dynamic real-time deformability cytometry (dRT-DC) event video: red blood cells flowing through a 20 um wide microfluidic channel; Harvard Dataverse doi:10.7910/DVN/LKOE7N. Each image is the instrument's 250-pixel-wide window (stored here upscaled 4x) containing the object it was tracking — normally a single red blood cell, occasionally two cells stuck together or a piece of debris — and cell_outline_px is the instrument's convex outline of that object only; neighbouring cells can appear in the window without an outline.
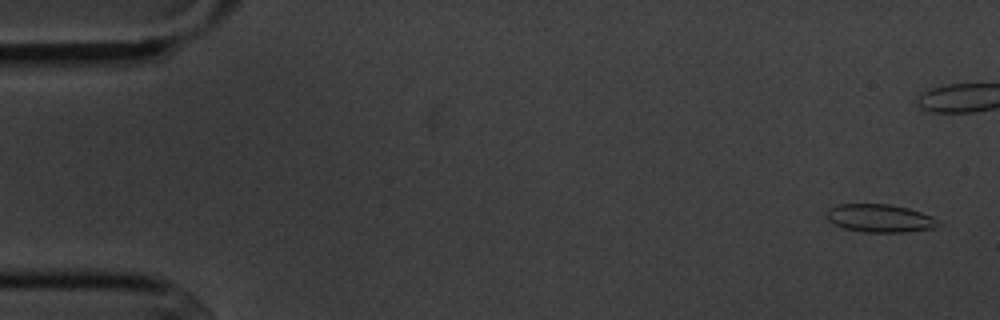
{"species": "common noctule bat (a hibernating species)", "species_latin": "Nyctalus noctula", "temperature_condition": "cold", "stored_images_in_passage": 6, "camera_frame_rate_fps": 3000, "um_per_image_px": 0.085, "animal": {"sex": "male", "body_mass_g": 20.1, "forearm_length_mm": 53.5}, "frame": {"image": 1, "passage_image": 1, "time_ms": 0.0, "image_size_px": [1000, 320], "cell_outline_px": [[940, 224], [936, 228], [904, 232], [864, 232], [844, 228], [832, 224], [828, 220], [828, 208], [840, 204], [888, 204], [908, 208], [932, 216]], "centroid_in_image_um": [74.78, 18.55], "position_along_channel_um": 10.2, "area_um2": 18.15}}
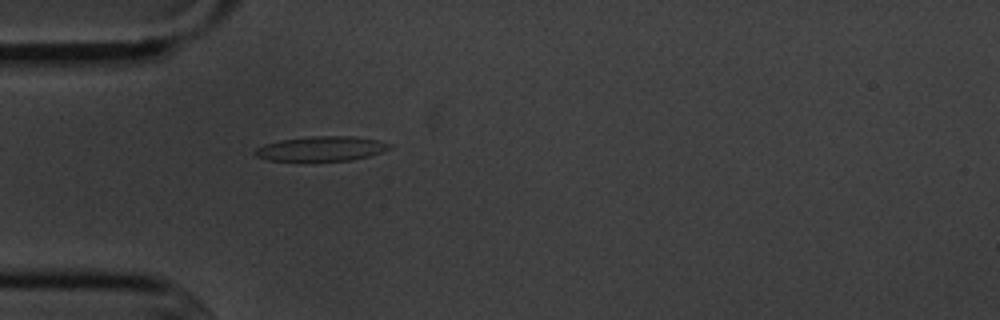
{"frame": {"image": 2, "passage_image": 6, "time_ms": 6.0, "image_size_px": [1000, 320], "cell_outline_px": [[392, 148], [368, 156], [352, 160], [268, 160], [256, 156], [252, 152], [256, 148], [264, 144], [280, 140], [312, 136], [352, 136], [380, 140], [392, 144]], "centroid_in_image_um": [27.33, 12.62], "position_along_channel_um": 57.7, "area_um2": 19.25}}